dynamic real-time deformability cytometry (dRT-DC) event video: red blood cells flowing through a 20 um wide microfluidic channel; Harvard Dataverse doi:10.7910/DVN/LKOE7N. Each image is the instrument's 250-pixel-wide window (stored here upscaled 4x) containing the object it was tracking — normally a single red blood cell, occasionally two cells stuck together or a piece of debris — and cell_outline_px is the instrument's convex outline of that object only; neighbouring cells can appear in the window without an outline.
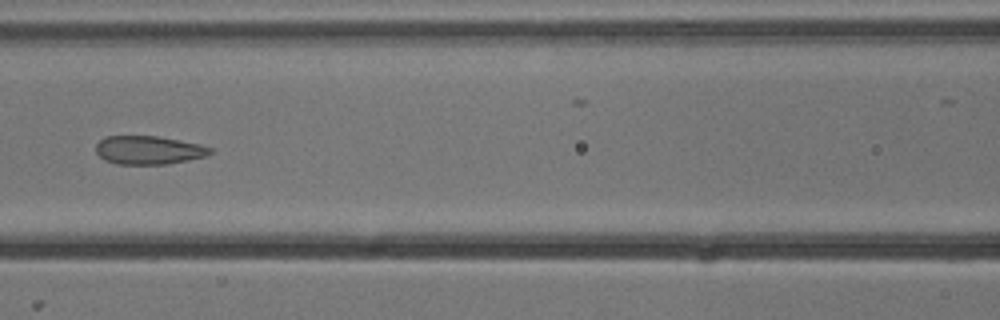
{"species": "common noctule bat (a hibernating species)", "species_latin": "Nyctalus noctula", "temperature_condition": "cold", "stored_images_in_passage": 6, "camera_frame_rate_fps": 3000, "um_per_image_px": 0.085, "animal": {"sex": "male", "body_mass_g": 13.3}, "frame": {"image": 1, "passage_image": 6, "time_ms": 1.667, "image_size_px": [1000, 320], "cell_outline_px": [[212, 152], [208, 156], [168, 164], [116, 164], [104, 160], [96, 152], [96, 144], [104, 136], [156, 136], [180, 140], [200, 144], [212, 148]], "centroid_in_image_um": [12.64, 12.76], "position_along_channel_um": 154.0, "area_um2": 19.07}}